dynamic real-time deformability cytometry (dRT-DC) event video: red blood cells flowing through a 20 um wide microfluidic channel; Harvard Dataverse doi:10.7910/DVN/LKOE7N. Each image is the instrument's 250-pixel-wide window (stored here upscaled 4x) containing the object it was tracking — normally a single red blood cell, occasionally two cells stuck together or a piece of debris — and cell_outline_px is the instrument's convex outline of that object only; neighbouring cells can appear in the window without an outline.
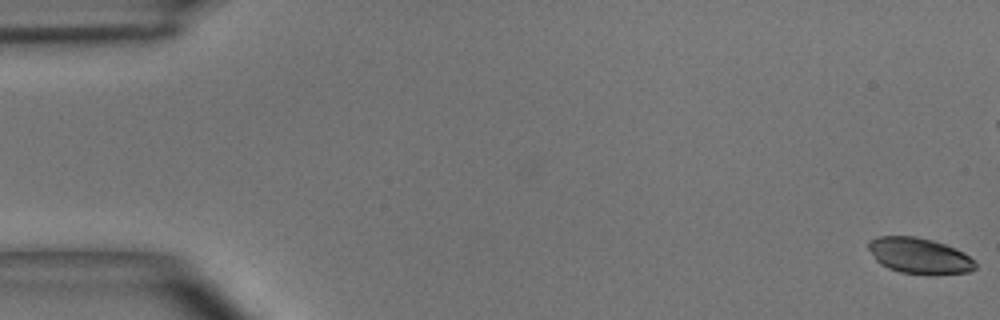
{"species": "common noctule bat (a hibernating species)", "species_latin": "Nyctalus noctula", "temperature_condition": "room temperature", "stored_images_in_passage": 51, "camera_frame_rate_fps": 3000, "um_per_image_px": 0.085, "animal": {"sex": "male", "body_mass_g": 15.6}, "frame": {"image": 1, "passage_image": 1, "time_ms": 0.0, "image_size_px": [1000, 320], "cell_outline_px": [[976, 268], [968, 272], [900, 272], [888, 268], [880, 264], [876, 260], [868, 248], [868, 240], [876, 236], [916, 236], [932, 240], [956, 248], [964, 252], [976, 264]], "centroid_in_image_um": [78.08, 21.68], "position_along_channel_um": 6.9, "area_um2": 21.68}}
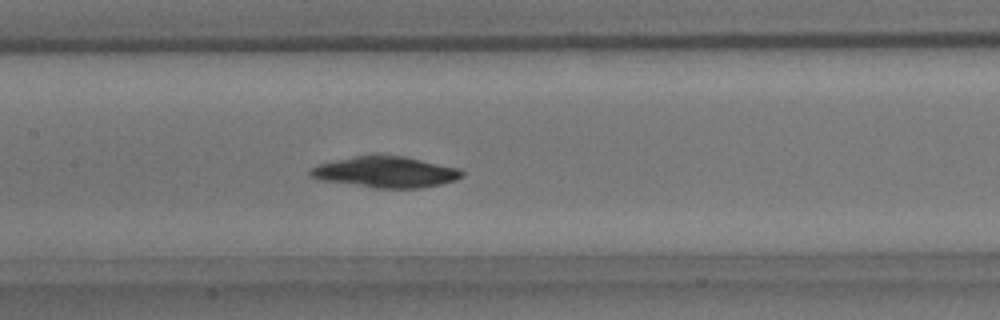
{"frame": {"image": 2, "passage_image": 24, "time_ms": 7.667, "image_size_px": [1000, 320], "cell_outline_px": [[464, 176], [456, 180], [440, 184], [420, 188], [376, 188], [316, 180], [308, 176], [308, 168], [316, 164], [356, 156], [404, 156], [460, 168], [464, 172]], "centroid_in_image_um": [32.73, 14.64], "position_along_channel_um": 174.7, "area_um2": 27.63}}
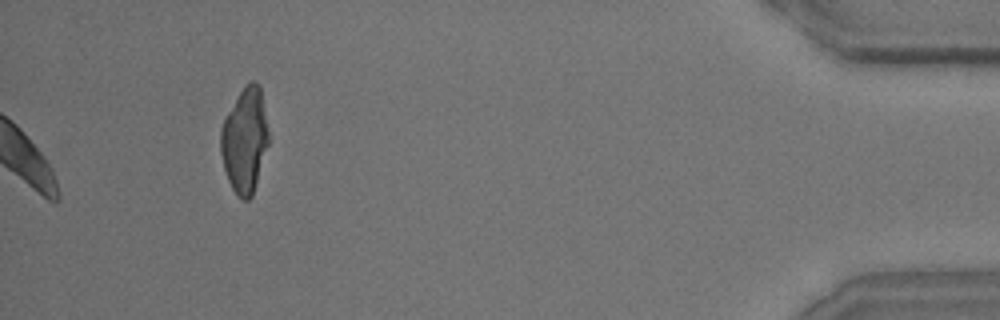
{"frame": {"image": 3, "passage_image": 51, "time_ms": 16.667, "image_size_px": [1000, 320], "cell_outline_px": [[268, 144], [252, 196], [248, 200], [244, 200], [232, 188], [228, 180], [224, 168], [220, 152], [220, 128], [228, 112], [244, 84], [252, 80], [256, 80], [260, 84], [268, 132]], "centroid_in_image_um": [20.79, 11.88], "position_along_channel_um": 414.4, "area_um2": 29.02}, "authors_computed_cell_mechanics": {"area_um2": 26.2412, "velocity_mm_per_s": 4.0193, "shape_relaxation_time_tau1_ms": 3.3945, "shape_relaxation_time_tau2_ms": null, "deformation_change_tau1": 0.0588, "deformation_change_tau2": null}}